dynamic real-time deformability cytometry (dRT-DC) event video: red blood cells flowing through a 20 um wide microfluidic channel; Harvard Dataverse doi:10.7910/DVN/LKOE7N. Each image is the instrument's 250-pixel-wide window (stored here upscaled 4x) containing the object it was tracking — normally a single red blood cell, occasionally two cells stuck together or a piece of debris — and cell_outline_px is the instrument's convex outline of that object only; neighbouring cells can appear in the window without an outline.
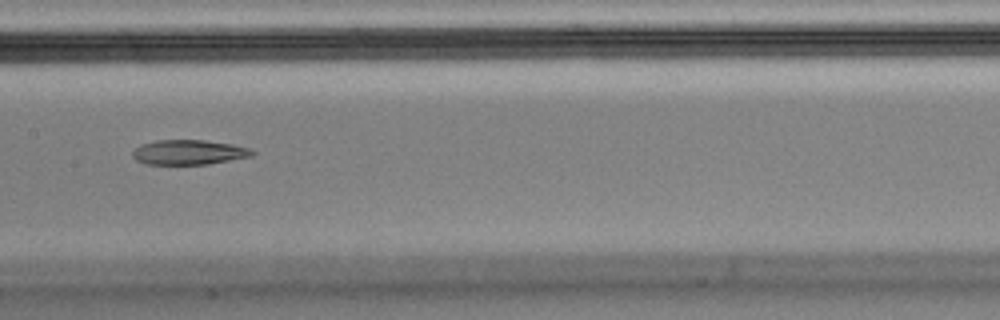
{"species": "Egyptian fruit bat (a non-hibernating species)", "species_latin": "Rousettus aegyptiacus", "temperature_condition": "cold", "stored_images_in_passage": 9, "camera_frame_rate_fps": 3000, "um_per_image_px": 0.085, "animal": {"sex": "male"}, "frame": {"image": 1, "passage_image": 8, "time_ms": 2.333, "image_size_px": [1000, 320], "cell_outline_px": [[256, 152], [252, 156], [208, 164], [148, 164], [136, 160], [132, 156], [132, 152], [140, 144], [156, 140], [204, 140], [232, 144], [248, 148]], "centroid_in_image_um": [16.04, 12.94], "position_along_channel_um": 191.4, "area_um2": 17.22}}
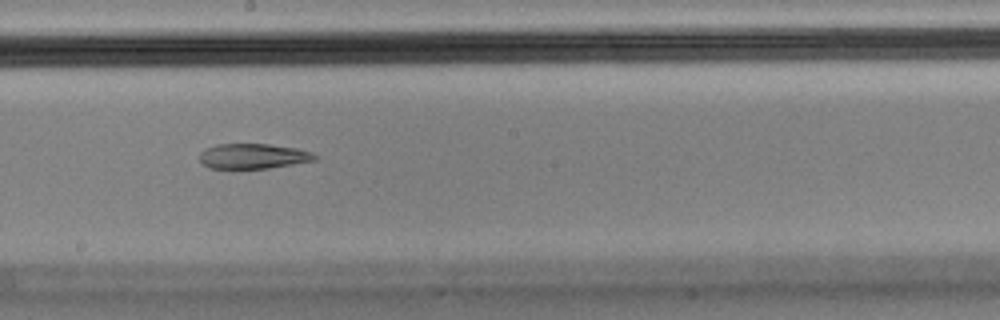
{"frame": {"image": 2, "passage_image": 9, "time_ms": 2.667, "image_size_px": [1000, 320], "cell_outline_px": [[320, 156], [316, 160], [268, 168], [208, 168], [200, 164], [200, 152], [204, 148], [216, 144], [268, 144], [300, 148], [312, 152]], "centroid_in_image_um": [21.52, 13.26], "position_along_channel_um": 226.7, "area_um2": 17.11}}